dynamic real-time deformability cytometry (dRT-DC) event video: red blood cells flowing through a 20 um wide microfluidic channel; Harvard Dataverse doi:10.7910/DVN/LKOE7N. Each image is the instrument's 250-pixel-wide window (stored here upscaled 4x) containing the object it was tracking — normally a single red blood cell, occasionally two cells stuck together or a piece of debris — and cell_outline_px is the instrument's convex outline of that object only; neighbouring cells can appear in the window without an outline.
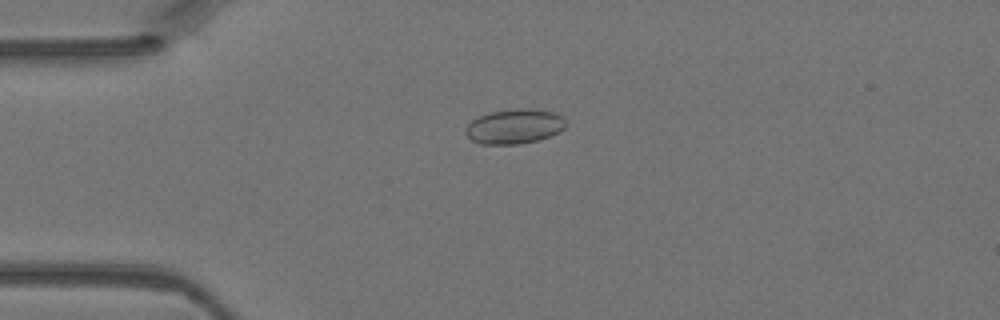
{"species": "Egyptian fruit bat (a non-hibernating species)", "species_latin": "Rousettus aegyptiacus", "temperature_condition": "warm", "stored_images_in_passage": 2, "camera_frame_rate_fps": 3000, "um_per_image_px": 0.085, "animal": {"sex": "female"}, "frame": {"image": 1, "passage_image": 1, "time_ms": 0.0, "image_size_px": [1000, 320], "cell_outline_px": [[568, 124], [564, 128], [548, 136], [536, 140], [520, 144], [480, 144], [472, 140], [464, 132], [464, 128], [472, 120], [480, 116], [492, 112], [516, 108], [528, 108], [552, 112], [560, 116]], "centroid_in_image_um": [43.69, 10.75], "position_along_channel_um": 41.3, "area_um2": 20.06}}